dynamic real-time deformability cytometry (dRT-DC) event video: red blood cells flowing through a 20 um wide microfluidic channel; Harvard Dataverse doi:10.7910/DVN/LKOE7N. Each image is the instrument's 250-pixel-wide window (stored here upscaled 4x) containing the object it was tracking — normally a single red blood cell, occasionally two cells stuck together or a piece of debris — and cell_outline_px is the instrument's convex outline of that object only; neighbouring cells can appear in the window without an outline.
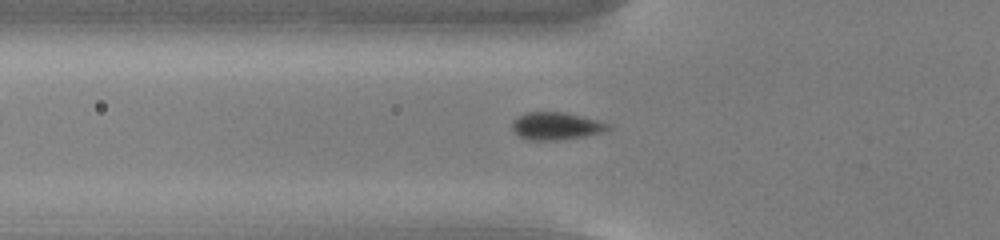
{"species": "common noctule bat (a hibernating species)", "species_latin": "Nyctalus noctula", "temperature_condition": "cold", "stored_images_in_passage": 55, "camera_frame_rate_fps": 3000, "um_per_image_px": 0.085, "animal": {"sex": "male", "body_mass_g": 13.0, "forearm_length_mm": 53.1}, "frame": {"image": 1, "passage_image": 19, "time_ms": 6.0, "image_size_px": [1000, 240], "cell_outline_px": [[612, 128], [600, 132], [584, 136], [560, 140], [524, 140], [512, 128], [512, 120], [528, 112], [560, 112], [580, 116], [596, 120], [608, 124]], "centroid_in_image_um": [47.23, 10.72], "position_along_channel_um": 78.6, "area_um2": 15.09}}
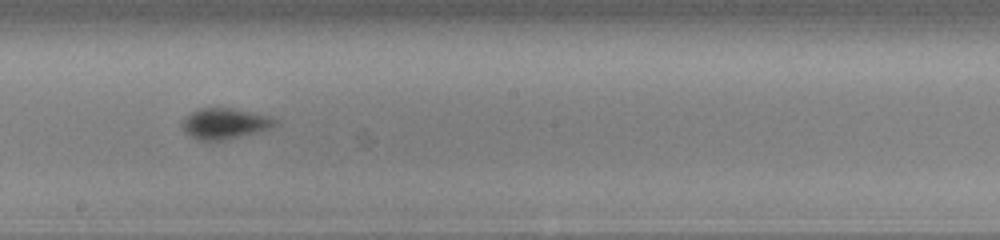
{"frame": {"image": 2, "passage_image": 31, "time_ms": 10.0, "image_size_px": [1000, 240], "cell_outline_px": [[276, 124], [268, 128], [256, 132], [224, 140], [196, 140], [184, 132], [180, 124], [184, 116], [200, 108], [232, 108], [264, 116], [276, 120]], "centroid_in_image_um": [18.97, 10.51], "position_along_channel_um": 229.2, "area_um2": 16.3}}
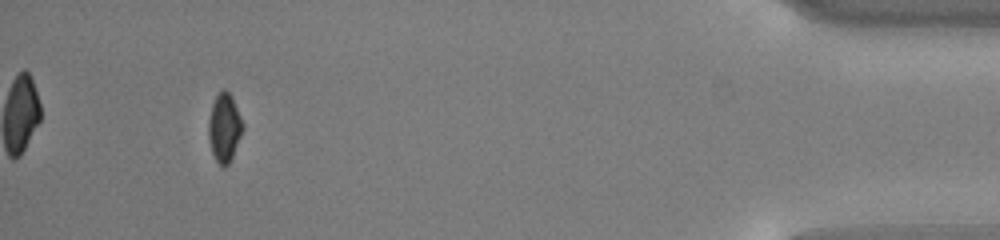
{"frame": {"image": 3, "passage_image": 51, "time_ms": 16.667, "image_size_px": [1000, 240], "cell_outline_px": [[244, 128], [232, 156], [228, 164], [224, 168], [216, 160], [212, 152], [208, 140], [208, 120], [212, 104], [216, 96], [224, 88], [232, 96], [244, 124]], "centroid_in_image_um": [19.07, 10.84], "position_along_channel_um": 416.1, "area_um2": 13.64}, "authors_computed_cell_mechanics": {"area_um2": 15.0858, "velocity_mm_per_s": 3.7574, "shape_relaxation_time_tau1_ms": 2.7985, "shape_relaxation_time_tau2_ms": 7.947, "deformation_change_tau1": 0.0742, "deformation_change_tau2": 0.1148}}